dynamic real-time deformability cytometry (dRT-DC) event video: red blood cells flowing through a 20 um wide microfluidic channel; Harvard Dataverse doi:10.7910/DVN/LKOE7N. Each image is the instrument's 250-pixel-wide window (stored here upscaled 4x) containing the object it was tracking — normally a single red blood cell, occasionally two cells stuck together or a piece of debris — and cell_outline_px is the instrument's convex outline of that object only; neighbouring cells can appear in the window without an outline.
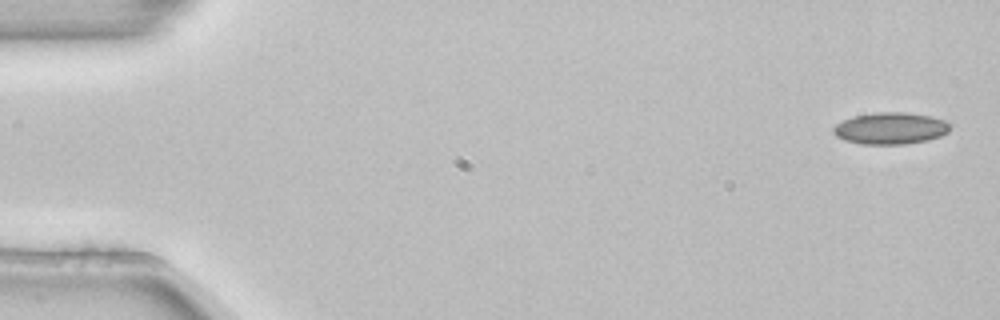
{"species": "common noctule bat (a hibernating species)", "species_latin": "Nyctalus noctula", "temperature_condition": "room temperature", "stored_images_in_passage": 4, "camera_frame_rate_fps": 3000, "um_per_image_px": 0.085, "animal": {"sex": "female", "body_mass_g": 22.7, "forearm_length_mm": 54.2}, "frame": {"image": 1, "passage_image": 1, "time_ms": 0.0, "image_size_px": [1000, 320], "cell_outline_px": [[952, 124], [948, 132], [940, 136], [928, 140], [908, 144], [864, 144], [844, 140], [836, 136], [832, 132], [832, 128], [836, 124], [852, 116], [876, 112], [904, 112], [928, 116], [944, 120]], "centroid_in_image_um": [75.69, 10.91], "position_along_channel_um": 9.3, "area_um2": 21.68}}
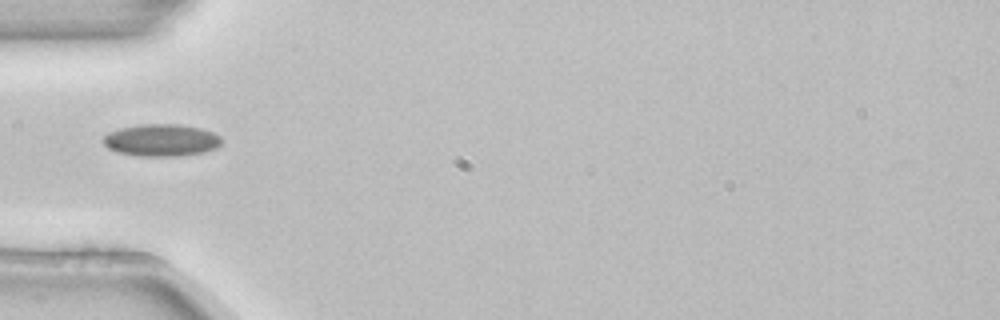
{"frame": {"image": 2, "passage_image": 4, "time_ms": 1.0, "image_size_px": [1000, 320], "cell_outline_px": [[220, 144], [216, 148], [204, 152], [180, 156], [136, 156], [116, 152], [108, 148], [104, 144], [104, 136], [108, 132], [120, 128], [140, 124], [176, 124], [200, 128], [212, 132], [220, 136]], "centroid_in_image_um": [13.69, 11.92], "position_along_channel_um": 71.3, "area_um2": 22.2}}